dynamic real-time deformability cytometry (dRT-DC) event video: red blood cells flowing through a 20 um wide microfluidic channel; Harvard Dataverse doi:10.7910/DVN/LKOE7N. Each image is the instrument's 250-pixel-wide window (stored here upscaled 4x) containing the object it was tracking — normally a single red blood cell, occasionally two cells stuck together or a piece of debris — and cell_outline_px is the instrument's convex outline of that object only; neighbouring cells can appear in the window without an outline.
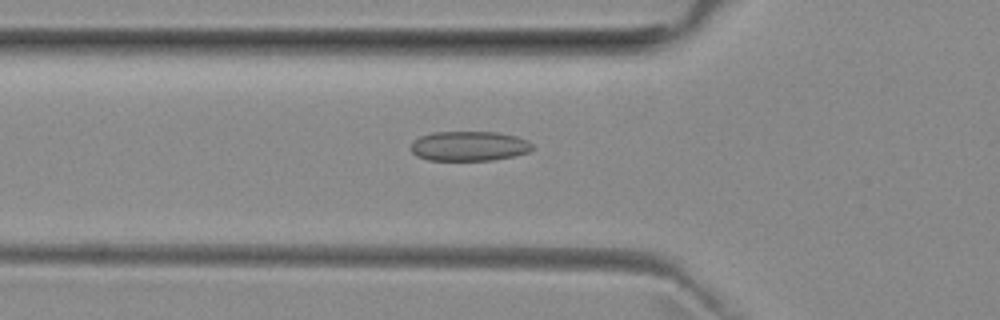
{"species": "common noctule bat (a hibernating species)", "species_latin": "Nyctalus noctula", "temperature_condition": "room temperature", "stored_images_in_passage": 52, "camera_frame_rate_fps": 3000, "um_per_image_px": 0.085, "animal": {"sex": "female", "body_mass_g": 29.2, "forearm_length_mm": 56.3}, "frame": {"image": 1, "passage_image": 18, "time_ms": 5.667, "image_size_px": [1000, 320], "cell_outline_px": [[532, 148], [528, 152], [512, 156], [492, 160], [428, 160], [416, 156], [412, 152], [412, 140], [420, 136], [432, 132], [496, 132], [516, 136], [528, 140], [532, 144]], "centroid_in_image_um": [39.85, 12.41], "position_along_channel_um": 86.0, "area_um2": 21.04}}
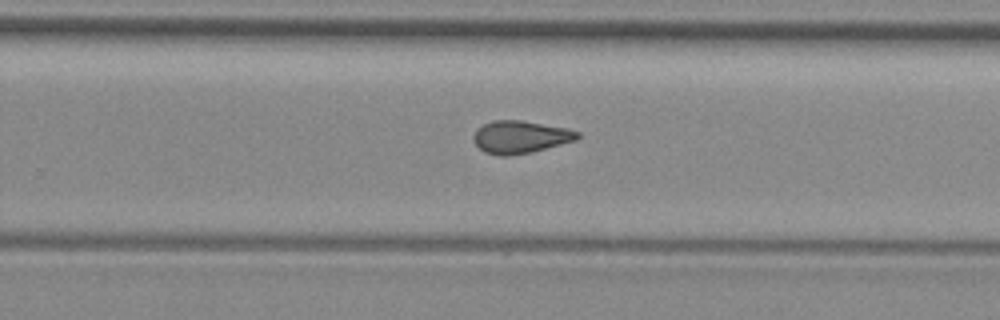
{"frame": {"image": 2, "passage_image": 33, "time_ms": 10.667, "image_size_px": [1000, 320], "cell_outline_px": [[580, 136], [576, 140], [532, 152], [508, 156], [500, 156], [484, 152], [476, 144], [472, 136], [476, 128], [492, 120], [520, 120], [568, 128], [580, 132]], "centroid_in_image_um": [44.22, 11.64], "position_along_channel_um": 285.6, "area_um2": 19.83}}
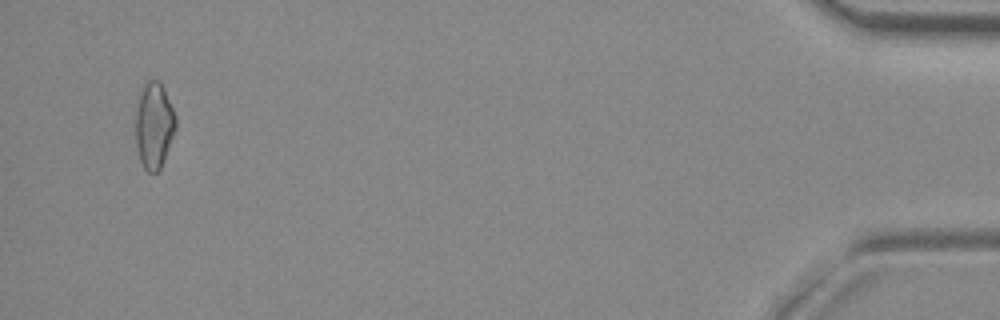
{"frame": {"image": 3, "passage_image": 50, "time_ms": 16.333, "image_size_px": [1000, 320], "cell_outline_px": [[176, 128], [164, 160], [160, 168], [156, 172], [148, 172], [144, 168], [140, 160], [136, 148], [132, 124], [136, 104], [140, 92], [144, 84], [148, 80], [160, 80], [164, 88], [176, 116]], "centroid_in_image_um": [13.04, 10.64], "position_along_channel_um": 422.2, "area_um2": 20.87}, "authors_computed_cell_mechanics": {"area_um2": 20.1433, "velocity_mm_per_s": 3.9883, "shape_relaxation_time_tau1_ms": null, "shape_relaxation_time_tau2_ms": 3.2405, "deformation_change_tau1": null, "deformation_change_tau2": 0.0971}}